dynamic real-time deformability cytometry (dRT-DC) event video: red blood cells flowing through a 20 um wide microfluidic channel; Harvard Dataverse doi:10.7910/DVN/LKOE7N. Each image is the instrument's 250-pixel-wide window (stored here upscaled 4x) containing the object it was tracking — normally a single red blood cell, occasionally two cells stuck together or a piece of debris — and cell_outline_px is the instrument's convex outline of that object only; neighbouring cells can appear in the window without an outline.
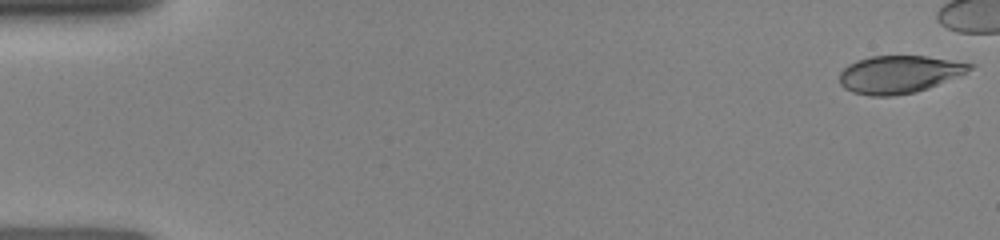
{"species": "human", "species_latin": "Homo sapiens", "temperature_condition": "room temperature", "stored_images_in_passage": 16, "segment_of_instrument_passage": [1, 2], "camera_frame_rate_fps": 3000, "um_per_image_px": 0.085, "donor": {"sex": "female"}, "frame": {"image": 1, "passage_image": 1, "time_ms": 0.0, "image_size_px": [1000, 240], "cell_outline_px": [[976, 64], [972, 68], [964, 72], [928, 88], [916, 92], [896, 96], [872, 96], [852, 92], [844, 88], [840, 84], [840, 72], [848, 64], [856, 60], [872, 56], [924, 56]], "centroid_in_image_um": [76.36, 6.32], "position_along_channel_um": 8.6, "area_um2": 28.26}}
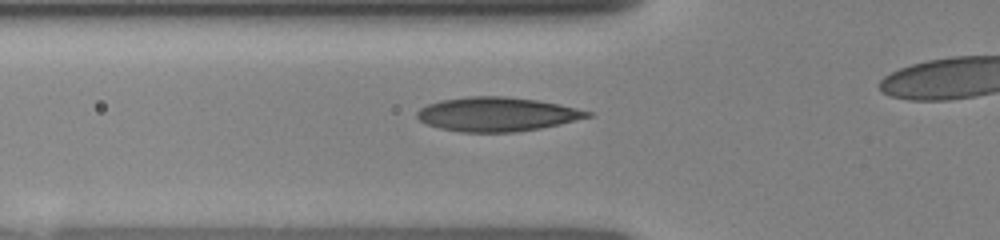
{"frame": {"image": 2, "passage_image": 13, "time_ms": 5.333, "image_size_px": [1000, 240], "cell_outline_px": [[592, 116], [560, 124], [540, 128], [512, 132], [460, 132], [440, 128], [424, 124], [416, 116], [416, 112], [420, 108], [428, 104], [440, 100], [468, 96], [504, 96], [536, 100], [560, 104], [592, 112]], "centroid_in_image_um": [42.21, 9.71], "position_along_channel_um": 83.6, "area_um2": 33.87}}